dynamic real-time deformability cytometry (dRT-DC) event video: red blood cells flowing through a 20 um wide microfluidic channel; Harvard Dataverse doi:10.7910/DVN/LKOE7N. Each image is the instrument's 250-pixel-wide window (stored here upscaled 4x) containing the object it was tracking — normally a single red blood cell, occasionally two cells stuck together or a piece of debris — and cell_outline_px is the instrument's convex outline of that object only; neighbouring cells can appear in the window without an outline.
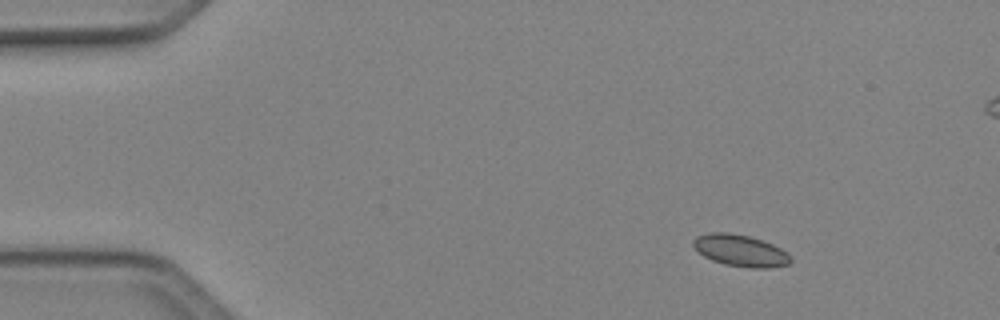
{"species": "Egyptian fruit bat (a non-hibernating species)", "species_latin": "Rousettus aegyptiacus", "temperature_condition": "cold", "stored_images_in_passage": 45, "camera_frame_rate_fps": 3000, "um_per_image_px": 0.085, "animal": {"sex": "female"}, "frame": {"image": 1, "passage_image": 1, "time_ms": 0.0, "image_size_px": [1000, 320], "cell_outline_px": [[792, 260], [788, 264], [768, 268], [752, 268], [724, 264], [712, 260], [704, 256], [692, 244], [692, 240], [696, 236], [712, 232], [728, 232], [752, 236], [772, 244], [780, 248], [792, 256]], "centroid_in_image_um": [62.95, 21.29], "position_along_channel_um": 22.1, "area_um2": 18.03}}
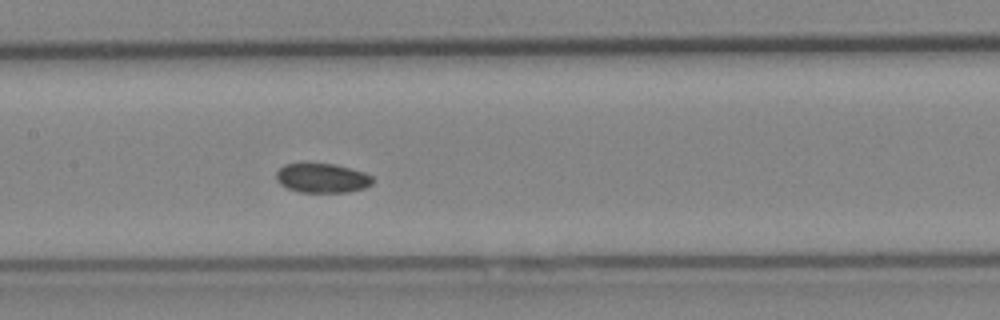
{"frame": {"image": 2, "passage_image": 19, "time_ms": 6.0, "image_size_px": [1000, 320], "cell_outline_px": [[376, 180], [372, 184], [364, 188], [348, 192], [300, 192], [288, 188], [280, 184], [276, 180], [276, 172], [284, 164], [336, 164], [352, 168], [364, 172], [372, 176]], "centroid_in_image_um": [27.42, 15.14], "position_along_channel_um": 180.0, "area_um2": 16.59}}
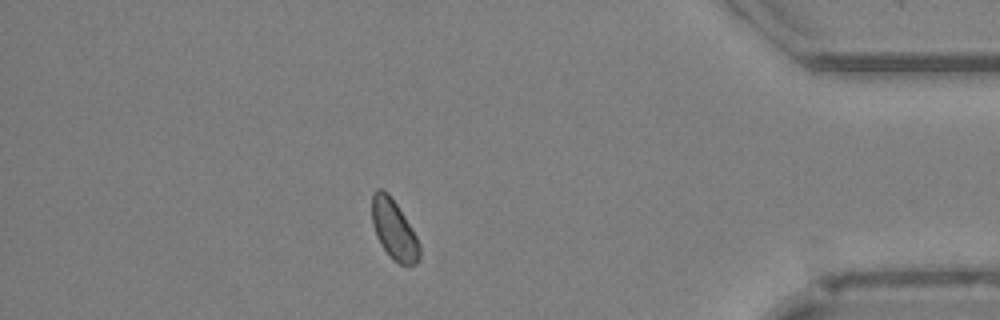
{"frame": {"image": 3, "passage_image": 38, "time_ms": 12.333, "image_size_px": [1000, 320], "cell_outline_px": [[420, 260], [416, 264], [400, 264], [392, 260], [388, 256], [380, 244], [376, 236], [372, 224], [372, 196], [376, 188], [380, 188], [388, 192], [404, 216], [416, 236], [420, 244]], "centroid_in_image_um": [33.47, 19.54], "position_along_channel_um": 401.7, "area_um2": 16.65}}